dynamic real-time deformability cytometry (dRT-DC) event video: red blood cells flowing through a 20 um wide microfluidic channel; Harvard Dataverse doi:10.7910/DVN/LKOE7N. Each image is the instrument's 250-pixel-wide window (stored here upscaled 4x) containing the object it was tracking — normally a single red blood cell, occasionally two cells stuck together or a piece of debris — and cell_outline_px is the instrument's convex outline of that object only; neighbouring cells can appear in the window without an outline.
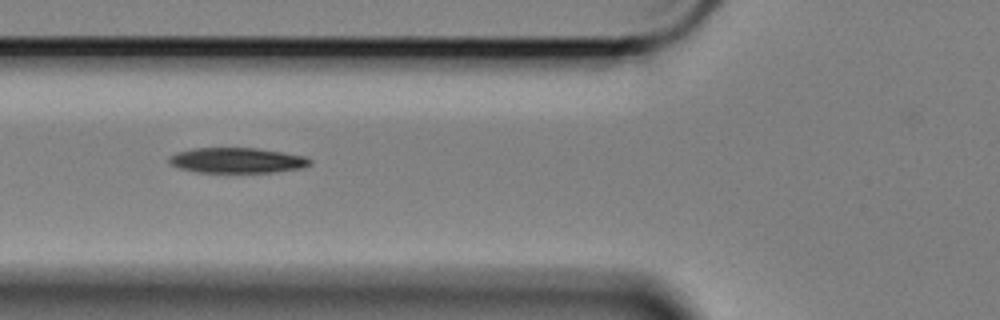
{"species": "Egyptian fruit bat (a non-hibernating species)", "species_latin": "Rousettus aegyptiacus", "temperature_condition": "cold", "stored_images_in_passage": 13, "camera_frame_rate_fps": 3000, "um_per_image_px": 0.085, "animal": {"sex": "female"}, "frame": {"image": 1, "passage_image": 6, "time_ms": 1.667, "image_size_px": [1000, 320], "cell_outline_px": [[312, 164], [300, 168], [272, 172], [196, 172], [180, 168], [172, 164], [168, 160], [168, 156], [176, 152], [192, 148], [256, 148], [304, 156], [312, 160]], "centroid_in_image_um": [20.12, 13.62], "position_along_channel_um": 105.7, "area_um2": 20.63}}
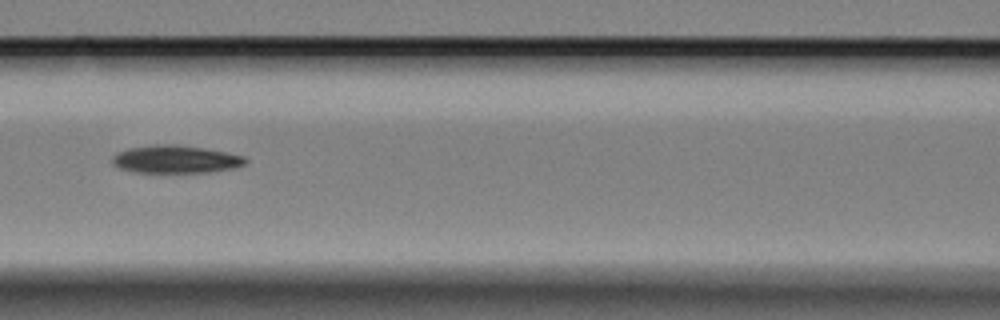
{"frame": {"image": 2, "passage_image": 10, "time_ms": 3.0, "image_size_px": [1000, 320], "cell_outline_px": [[248, 160], [244, 164], [236, 168], [208, 172], [136, 172], [120, 168], [112, 164], [112, 156], [128, 148], [168, 144], [172, 144], [200, 148], [224, 152], [244, 156]], "centroid_in_image_um": [14.94, 13.55], "position_along_channel_um": 151.7, "area_um2": 21.1}}